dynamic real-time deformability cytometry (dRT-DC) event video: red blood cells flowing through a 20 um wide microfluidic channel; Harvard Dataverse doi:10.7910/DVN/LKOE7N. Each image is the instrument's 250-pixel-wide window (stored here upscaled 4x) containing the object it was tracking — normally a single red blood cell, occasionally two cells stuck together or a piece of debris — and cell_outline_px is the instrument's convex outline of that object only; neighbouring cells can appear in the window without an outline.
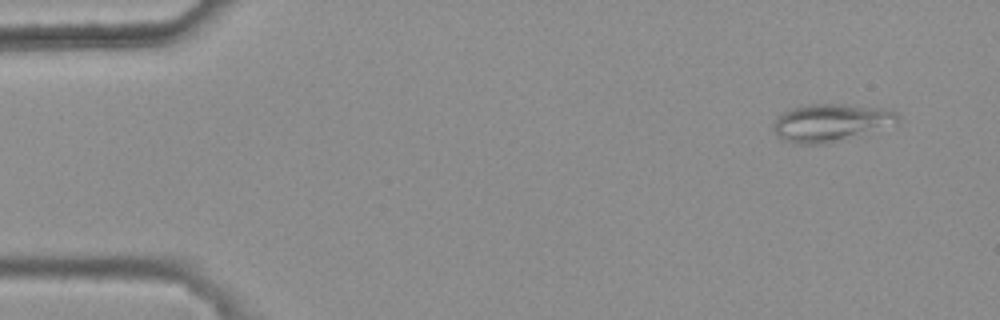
{"species": "common noctule bat (a hibernating species)", "species_latin": "Nyctalus noctula", "temperature_condition": "warm", "stored_images_in_passage": 3, "camera_frame_rate_fps": 3000, "um_per_image_px": 0.085, "animal": {"sex": "female", "body_mass_g": 25.1}, "frame": {"image": 1, "passage_image": 1, "time_ms": 0.0, "image_size_px": [1000, 320], "cell_outline_px": [[900, 120], [896, 124], [824, 144], [796, 144], [784, 140], [776, 136], [772, 124], [784, 112], [792, 108], [812, 104], [840, 104], [884, 108], [896, 112], [900, 116]], "centroid_in_image_um": [70.61, 10.42], "position_along_channel_um": 14.4, "area_um2": 26.93}}